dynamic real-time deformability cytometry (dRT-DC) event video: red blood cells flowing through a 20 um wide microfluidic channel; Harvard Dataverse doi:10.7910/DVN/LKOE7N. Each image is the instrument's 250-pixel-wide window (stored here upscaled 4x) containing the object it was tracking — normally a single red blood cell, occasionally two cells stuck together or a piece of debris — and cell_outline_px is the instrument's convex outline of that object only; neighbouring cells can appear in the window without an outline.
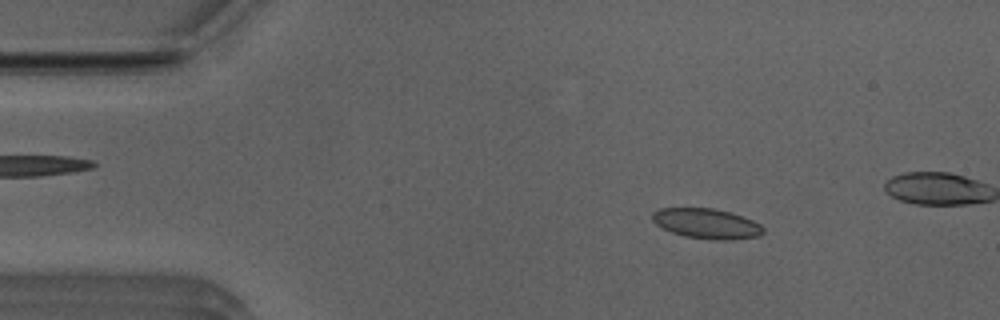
{"species": "Egyptian fruit bat (a non-hibernating species)", "species_latin": "Rousettus aegyptiacus", "temperature_condition": "room temperature", "stored_images_in_passage": 52, "camera_frame_rate_fps": 3000, "um_per_image_px": 0.085, "animal": {"sex": "male"}, "frame": {"image": 1, "passage_image": 7, "time_ms": 2.0, "image_size_px": [1000, 320], "cell_outline_px": [[764, 232], [760, 236], [732, 240], [712, 240], [684, 236], [672, 232], [656, 224], [652, 220], [652, 212], [660, 208], [712, 208], [728, 212], [752, 220], [760, 224], [764, 228]], "centroid_in_image_um": [60.07, 19.01], "position_along_channel_um": 24.9, "area_um2": 19.42}}
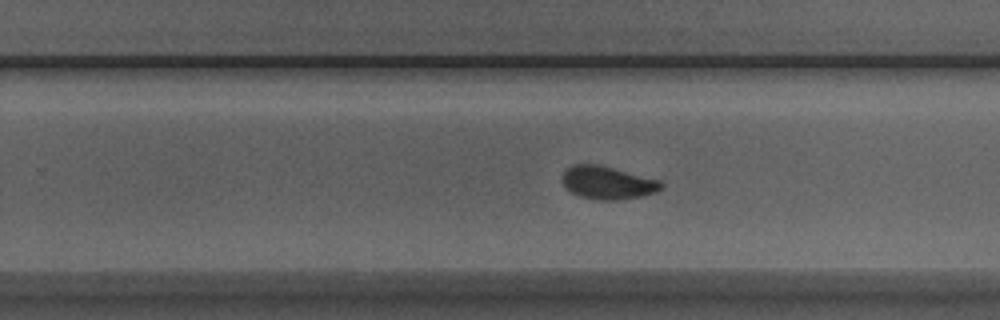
{"frame": {"image": 2, "passage_image": 31, "time_ms": 10.0, "image_size_px": [1000, 320], "cell_outline_px": [[664, 188], [656, 192], [640, 196], [616, 200], [600, 200], [580, 196], [572, 192], [564, 184], [564, 172], [572, 164], [600, 164], [660, 180], [664, 184]], "centroid_in_image_um": [51.7, 15.52], "position_along_channel_um": 278.1, "area_um2": 18.84}}
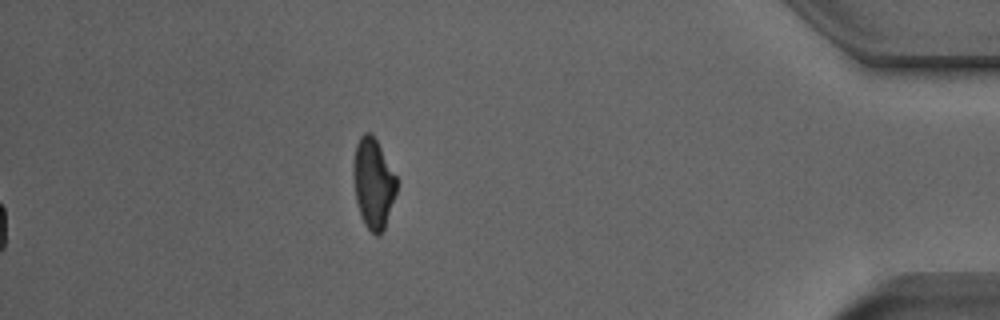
{"frame": {"image": 3, "passage_image": 52, "time_ms": 17.0, "image_size_px": [1000, 320], "cell_outline_px": [[396, 192], [384, 228], [380, 236], [376, 236], [364, 224], [360, 216], [356, 200], [352, 172], [356, 144], [360, 136], [364, 132], [372, 132], [396, 176]], "centroid_in_image_um": [31.7, 15.57], "position_along_channel_um": 403.5, "area_um2": 22.6}, "authors_computed_cell_mechanics": {"area_um2": 19.3052, "velocity_mm_per_s": 3.9481, "shape_relaxation_time_tau1_ms": 3.3822, "shape_relaxation_time_tau2_ms": 1.4476, "deformation_change_tau1": 0.0875, "deformation_change_tau2": 0.0529}}